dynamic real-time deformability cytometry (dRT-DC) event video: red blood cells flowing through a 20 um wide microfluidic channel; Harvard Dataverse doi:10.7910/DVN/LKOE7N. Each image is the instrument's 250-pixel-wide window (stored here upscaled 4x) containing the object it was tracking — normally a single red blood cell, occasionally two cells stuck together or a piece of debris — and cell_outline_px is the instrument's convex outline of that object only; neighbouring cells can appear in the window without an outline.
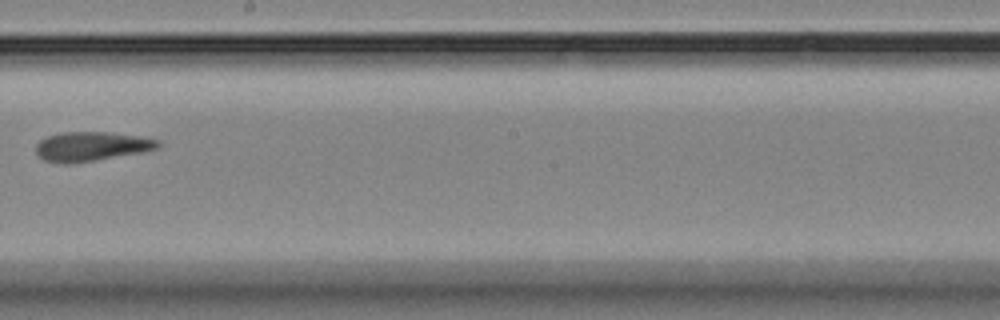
{"species": "Egyptian fruit bat (a non-hibernating species)", "species_latin": "Rousettus aegyptiacus", "temperature_condition": "room temperature", "stored_images_in_passage": 7, "camera_frame_rate_fps": 3000, "um_per_image_px": 0.085, "animal": {"sex": "female"}, "frame": {"image": 1, "passage_image": 5, "time_ms": 5.667, "image_size_px": [1000, 320], "cell_outline_px": [[160, 148], [140, 152], [96, 160], [72, 164], [64, 164], [44, 160], [36, 152], [36, 144], [40, 140], [48, 136], [60, 132], [108, 132], [140, 136], [160, 140]], "centroid_in_image_um": [7.77, 12.44], "position_along_channel_um": 240.4, "area_um2": 20.87}}
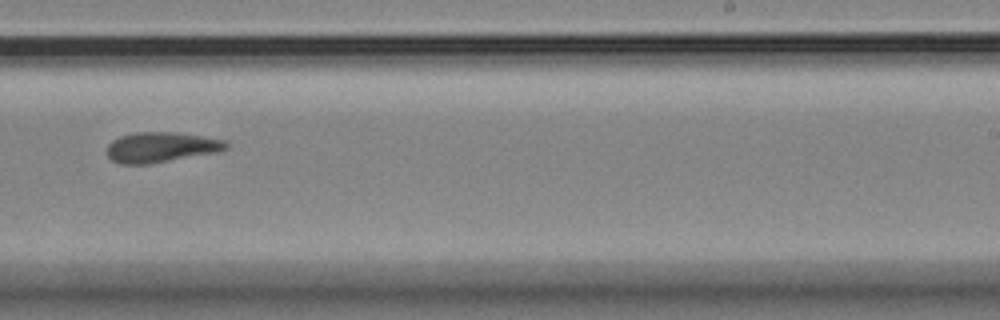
{"frame": {"image": 2, "passage_image": 6, "time_ms": 6.667, "image_size_px": [1000, 320], "cell_outline_px": [[228, 148], [216, 152], [148, 164], [120, 164], [112, 160], [104, 152], [108, 144], [112, 140], [120, 136], [136, 132], [176, 132], [228, 140]], "centroid_in_image_um": [13.66, 12.5], "position_along_channel_um": 275.3, "area_um2": 21.1}}
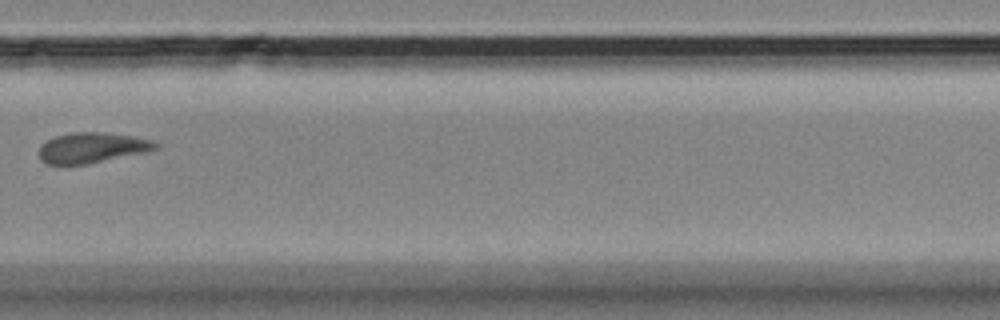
{"frame": {"image": 3, "passage_image": 7, "time_ms": 8.0, "image_size_px": [1000, 320], "cell_outline_px": [[160, 148], [144, 152], [88, 164], [48, 164], [40, 160], [40, 144], [56, 136], [72, 132], [104, 132], [136, 136], [152, 140], [160, 144]], "centroid_in_image_um": [7.86, 12.54], "position_along_channel_um": 321.9, "area_um2": 20.69}}